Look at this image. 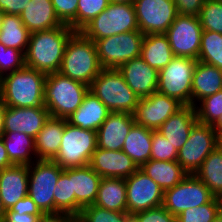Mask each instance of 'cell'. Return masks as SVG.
I'll list each match as a JSON object with an SVG mask.
<instances>
[{
	"label": "cell",
	"instance_id": "cell-17",
	"mask_svg": "<svg viewBox=\"0 0 222 222\" xmlns=\"http://www.w3.org/2000/svg\"><path fill=\"white\" fill-rule=\"evenodd\" d=\"M89 166L102 178L126 179L139 169L122 150L110 151L102 148H96Z\"/></svg>",
	"mask_w": 222,
	"mask_h": 222
},
{
	"label": "cell",
	"instance_id": "cell-44",
	"mask_svg": "<svg viewBox=\"0 0 222 222\" xmlns=\"http://www.w3.org/2000/svg\"><path fill=\"white\" fill-rule=\"evenodd\" d=\"M55 13L63 24L76 31V15L79 0H51Z\"/></svg>",
	"mask_w": 222,
	"mask_h": 222
},
{
	"label": "cell",
	"instance_id": "cell-8",
	"mask_svg": "<svg viewBox=\"0 0 222 222\" xmlns=\"http://www.w3.org/2000/svg\"><path fill=\"white\" fill-rule=\"evenodd\" d=\"M197 61L175 56L159 71L157 92L175 98L183 105H192V79Z\"/></svg>",
	"mask_w": 222,
	"mask_h": 222
},
{
	"label": "cell",
	"instance_id": "cell-23",
	"mask_svg": "<svg viewBox=\"0 0 222 222\" xmlns=\"http://www.w3.org/2000/svg\"><path fill=\"white\" fill-rule=\"evenodd\" d=\"M198 122L195 107L184 105L180 110L173 114L157 130L179 151L186 143L191 129Z\"/></svg>",
	"mask_w": 222,
	"mask_h": 222
},
{
	"label": "cell",
	"instance_id": "cell-46",
	"mask_svg": "<svg viewBox=\"0 0 222 222\" xmlns=\"http://www.w3.org/2000/svg\"><path fill=\"white\" fill-rule=\"evenodd\" d=\"M205 0H174L178 14L199 16Z\"/></svg>",
	"mask_w": 222,
	"mask_h": 222
},
{
	"label": "cell",
	"instance_id": "cell-12",
	"mask_svg": "<svg viewBox=\"0 0 222 222\" xmlns=\"http://www.w3.org/2000/svg\"><path fill=\"white\" fill-rule=\"evenodd\" d=\"M215 196L194 174H188L176 186L164 191L162 206L177 217L186 209L199 207L210 202Z\"/></svg>",
	"mask_w": 222,
	"mask_h": 222
},
{
	"label": "cell",
	"instance_id": "cell-60",
	"mask_svg": "<svg viewBox=\"0 0 222 222\" xmlns=\"http://www.w3.org/2000/svg\"><path fill=\"white\" fill-rule=\"evenodd\" d=\"M219 146L222 148V137H220Z\"/></svg>",
	"mask_w": 222,
	"mask_h": 222
},
{
	"label": "cell",
	"instance_id": "cell-11",
	"mask_svg": "<svg viewBox=\"0 0 222 222\" xmlns=\"http://www.w3.org/2000/svg\"><path fill=\"white\" fill-rule=\"evenodd\" d=\"M220 135L212 128L197 122L186 143L178 151L177 162L187 174H194L208 155L219 146Z\"/></svg>",
	"mask_w": 222,
	"mask_h": 222
},
{
	"label": "cell",
	"instance_id": "cell-50",
	"mask_svg": "<svg viewBox=\"0 0 222 222\" xmlns=\"http://www.w3.org/2000/svg\"><path fill=\"white\" fill-rule=\"evenodd\" d=\"M40 215L23 214V212H13L11 209L6 210L4 217L9 222H38Z\"/></svg>",
	"mask_w": 222,
	"mask_h": 222
},
{
	"label": "cell",
	"instance_id": "cell-19",
	"mask_svg": "<svg viewBox=\"0 0 222 222\" xmlns=\"http://www.w3.org/2000/svg\"><path fill=\"white\" fill-rule=\"evenodd\" d=\"M49 117L46 107L6 106L4 132H19L35 138Z\"/></svg>",
	"mask_w": 222,
	"mask_h": 222
},
{
	"label": "cell",
	"instance_id": "cell-27",
	"mask_svg": "<svg viewBox=\"0 0 222 222\" xmlns=\"http://www.w3.org/2000/svg\"><path fill=\"white\" fill-rule=\"evenodd\" d=\"M222 90V70L197 61L192 79V106L201 99Z\"/></svg>",
	"mask_w": 222,
	"mask_h": 222
},
{
	"label": "cell",
	"instance_id": "cell-38",
	"mask_svg": "<svg viewBox=\"0 0 222 222\" xmlns=\"http://www.w3.org/2000/svg\"><path fill=\"white\" fill-rule=\"evenodd\" d=\"M194 107L198 122L212 126L222 115V90L204 97Z\"/></svg>",
	"mask_w": 222,
	"mask_h": 222
},
{
	"label": "cell",
	"instance_id": "cell-13",
	"mask_svg": "<svg viewBox=\"0 0 222 222\" xmlns=\"http://www.w3.org/2000/svg\"><path fill=\"white\" fill-rule=\"evenodd\" d=\"M202 33L199 16L177 14L165 35L174 56L198 60Z\"/></svg>",
	"mask_w": 222,
	"mask_h": 222
},
{
	"label": "cell",
	"instance_id": "cell-37",
	"mask_svg": "<svg viewBox=\"0 0 222 222\" xmlns=\"http://www.w3.org/2000/svg\"><path fill=\"white\" fill-rule=\"evenodd\" d=\"M221 211V199L214 197L206 204L200 205L199 207L186 209L176 218L177 222H213Z\"/></svg>",
	"mask_w": 222,
	"mask_h": 222
},
{
	"label": "cell",
	"instance_id": "cell-2",
	"mask_svg": "<svg viewBox=\"0 0 222 222\" xmlns=\"http://www.w3.org/2000/svg\"><path fill=\"white\" fill-rule=\"evenodd\" d=\"M46 74L33 68H23L0 78V99L9 107H45Z\"/></svg>",
	"mask_w": 222,
	"mask_h": 222
},
{
	"label": "cell",
	"instance_id": "cell-57",
	"mask_svg": "<svg viewBox=\"0 0 222 222\" xmlns=\"http://www.w3.org/2000/svg\"><path fill=\"white\" fill-rule=\"evenodd\" d=\"M4 15L5 14L2 11H0V30L2 28V23H3Z\"/></svg>",
	"mask_w": 222,
	"mask_h": 222
},
{
	"label": "cell",
	"instance_id": "cell-24",
	"mask_svg": "<svg viewBox=\"0 0 222 222\" xmlns=\"http://www.w3.org/2000/svg\"><path fill=\"white\" fill-rule=\"evenodd\" d=\"M111 111L90 90L82 104L66 121L76 127L97 131Z\"/></svg>",
	"mask_w": 222,
	"mask_h": 222
},
{
	"label": "cell",
	"instance_id": "cell-43",
	"mask_svg": "<svg viewBox=\"0 0 222 222\" xmlns=\"http://www.w3.org/2000/svg\"><path fill=\"white\" fill-rule=\"evenodd\" d=\"M178 151L161 134L153 130L150 160L177 161Z\"/></svg>",
	"mask_w": 222,
	"mask_h": 222
},
{
	"label": "cell",
	"instance_id": "cell-39",
	"mask_svg": "<svg viewBox=\"0 0 222 222\" xmlns=\"http://www.w3.org/2000/svg\"><path fill=\"white\" fill-rule=\"evenodd\" d=\"M199 19L203 31H213L222 34V2L205 0Z\"/></svg>",
	"mask_w": 222,
	"mask_h": 222
},
{
	"label": "cell",
	"instance_id": "cell-21",
	"mask_svg": "<svg viewBox=\"0 0 222 222\" xmlns=\"http://www.w3.org/2000/svg\"><path fill=\"white\" fill-rule=\"evenodd\" d=\"M101 178L89 165L69 168L72 195H75V215L79 216L82 208L95 203Z\"/></svg>",
	"mask_w": 222,
	"mask_h": 222
},
{
	"label": "cell",
	"instance_id": "cell-5",
	"mask_svg": "<svg viewBox=\"0 0 222 222\" xmlns=\"http://www.w3.org/2000/svg\"><path fill=\"white\" fill-rule=\"evenodd\" d=\"M90 91L111 112L133 114L139 100L118 69H102L90 85Z\"/></svg>",
	"mask_w": 222,
	"mask_h": 222
},
{
	"label": "cell",
	"instance_id": "cell-22",
	"mask_svg": "<svg viewBox=\"0 0 222 222\" xmlns=\"http://www.w3.org/2000/svg\"><path fill=\"white\" fill-rule=\"evenodd\" d=\"M28 165H13L0 170V197L6 210L28 195Z\"/></svg>",
	"mask_w": 222,
	"mask_h": 222
},
{
	"label": "cell",
	"instance_id": "cell-59",
	"mask_svg": "<svg viewBox=\"0 0 222 222\" xmlns=\"http://www.w3.org/2000/svg\"><path fill=\"white\" fill-rule=\"evenodd\" d=\"M0 222H9L8 220H6V218L5 217H3V218H0Z\"/></svg>",
	"mask_w": 222,
	"mask_h": 222
},
{
	"label": "cell",
	"instance_id": "cell-6",
	"mask_svg": "<svg viewBox=\"0 0 222 222\" xmlns=\"http://www.w3.org/2000/svg\"><path fill=\"white\" fill-rule=\"evenodd\" d=\"M139 30L133 4L110 2L108 7L80 32L93 42L105 37Z\"/></svg>",
	"mask_w": 222,
	"mask_h": 222
},
{
	"label": "cell",
	"instance_id": "cell-16",
	"mask_svg": "<svg viewBox=\"0 0 222 222\" xmlns=\"http://www.w3.org/2000/svg\"><path fill=\"white\" fill-rule=\"evenodd\" d=\"M183 106L177 99L155 92L139 98L133 117L136 124L157 131Z\"/></svg>",
	"mask_w": 222,
	"mask_h": 222
},
{
	"label": "cell",
	"instance_id": "cell-9",
	"mask_svg": "<svg viewBox=\"0 0 222 222\" xmlns=\"http://www.w3.org/2000/svg\"><path fill=\"white\" fill-rule=\"evenodd\" d=\"M144 34L130 31L95 41L102 69H118L123 63L140 57Z\"/></svg>",
	"mask_w": 222,
	"mask_h": 222
},
{
	"label": "cell",
	"instance_id": "cell-36",
	"mask_svg": "<svg viewBox=\"0 0 222 222\" xmlns=\"http://www.w3.org/2000/svg\"><path fill=\"white\" fill-rule=\"evenodd\" d=\"M67 211L75 214V195H72V179H69V168L60 174L54 190V211Z\"/></svg>",
	"mask_w": 222,
	"mask_h": 222
},
{
	"label": "cell",
	"instance_id": "cell-15",
	"mask_svg": "<svg viewBox=\"0 0 222 222\" xmlns=\"http://www.w3.org/2000/svg\"><path fill=\"white\" fill-rule=\"evenodd\" d=\"M127 212L135 214L163 204L164 191L140 168L125 179Z\"/></svg>",
	"mask_w": 222,
	"mask_h": 222
},
{
	"label": "cell",
	"instance_id": "cell-41",
	"mask_svg": "<svg viewBox=\"0 0 222 222\" xmlns=\"http://www.w3.org/2000/svg\"><path fill=\"white\" fill-rule=\"evenodd\" d=\"M78 218L82 222H126V212H116L88 205L82 208Z\"/></svg>",
	"mask_w": 222,
	"mask_h": 222
},
{
	"label": "cell",
	"instance_id": "cell-7",
	"mask_svg": "<svg viewBox=\"0 0 222 222\" xmlns=\"http://www.w3.org/2000/svg\"><path fill=\"white\" fill-rule=\"evenodd\" d=\"M96 148L97 131L73 126L65 119L62 142L53 161L63 169L86 166Z\"/></svg>",
	"mask_w": 222,
	"mask_h": 222
},
{
	"label": "cell",
	"instance_id": "cell-18",
	"mask_svg": "<svg viewBox=\"0 0 222 222\" xmlns=\"http://www.w3.org/2000/svg\"><path fill=\"white\" fill-rule=\"evenodd\" d=\"M118 70L138 98L157 92L159 72L151 68L141 56L123 63Z\"/></svg>",
	"mask_w": 222,
	"mask_h": 222
},
{
	"label": "cell",
	"instance_id": "cell-26",
	"mask_svg": "<svg viewBox=\"0 0 222 222\" xmlns=\"http://www.w3.org/2000/svg\"><path fill=\"white\" fill-rule=\"evenodd\" d=\"M19 16L30 33L63 25L51 0H31Z\"/></svg>",
	"mask_w": 222,
	"mask_h": 222
},
{
	"label": "cell",
	"instance_id": "cell-29",
	"mask_svg": "<svg viewBox=\"0 0 222 222\" xmlns=\"http://www.w3.org/2000/svg\"><path fill=\"white\" fill-rule=\"evenodd\" d=\"M126 182L123 178H101L93 205L116 212H127Z\"/></svg>",
	"mask_w": 222,
	"mask_h": 222
},
{
	"label": "cell",
	"instance_id": "cell-51",
	"mask_svg": "<svg viewBox=\"0 0 222 222\" xmlns=\"http://www.w3.org/2000/svg\"><path fill=\"white\" fill-rule=\"evenodd\" d=\"M13 166L9 161L8 153L2 138H0V170Z\"/></svg>",
	"mask_w": 222,
	"mask_h": 222
},
{
	"label": "cell",
	"instance_id": "cell-28",
	"mask_svg": "<svg viewBox=\"0 0 222 222\" xmlns=\"http://www.w3.org/2000/svg\"><path fill=\"white\" fill-rule=\"evenodd\" d=\"M140 56L151 68L158 72L175 57L165 34L144 35Z\"/></svg>",
	"mask_w": 222,
	"mask_h": 222
},
{
	"label": "cell",
	"instance_id": "cell-32",
	"mask_svg": "<svg viewBox=\"0 0 222 222\" xmlns=\"http://www.w3.org/2000/svg\"><path fill=\"white\" fill-rule=\"evenodd\" d=\"M9 161L13 165H30L36 158L35 140L32 136L19 132H5L2 137Z\"/></svg>",
	"mask_w": 222,
	"mask_h": 222
},
{
	"label": "cell",
	"instance_id": "cell-1",
	"mask_svg": "<svg viewBox=\"0 0 222 222\" xmlns=\"http://www.w3.org/2000/svg\"><path fill=\"white\" fill-rule=\"evenodd\" d=\"M69 25L30 34L25 52V66L44 74L59 72L66 45L75 33Z\"/></svg>",
	"mask_w": 222,
	"mask_h": 222
},
{
	"label": "cell",
	"instance_id": "cell-42",
	"mask_svg": "<svg viewBox=\"0 0 222 222\" xmlns=\"http://www.w3.org/2000/svg\"><path fill=\"white\" fill-rule=\"evenodd\" d=\"M25 66V55L15 48H7L0 43V78Z\"/></svg>",
	"mask_w": 222,
	"mask_h": 222
},
{
	"label": "cell",
	"instance_id": "cell-47",
	"mask_svg": "<svg viewBox=\"0 0 222 222\" xmlns=\"http://www.w3.org/2000/svg\"><path fill=\"white\" fill-rule=\"evenodd\" d=\"M78 216L74 213L67 211H48L43 212L39 218L38 222H76Z\"/></svg>",
	"mask_w": 222,
	"mask_h": 222
},
{
	"label": "cell",
	"instance_id": "cell-20",
	"mask_svg": "<svg viewBox=\"0 0 222 222\" xmlns=\"http://www.w3.org/2000/svg\"><path fill=\"white\" fill-rule=\"evenodd\" d=\"M135 124L133 114L111 112L97 130V148L122 150L130 129Z\"/></svg>",
	"mask_w": 222,
	"mask_h": 222
},
{
	"label": "cell",
	"instance_id": "cell-58",
	"mask_svg": "<svg viewBox=\"0 0 222 222\" xmlns=\"http://www.w3.org/2000/svg\"><path fill=\"white\" fill-rule=\"evenodd\" d=\"M213 222H222V211H221V213L214 219Z\"/></svg>",
	"mask_w": 222,
	"mask_h": 222
},
{
	"label": "cell",
	"instance_id": "cell-31",
	"mask_svg": "<svg viewBox=\"0 0 222 222\" xmlns=\"http://www.w3.org/2000/svg\"><path fill=\"white\" fill-rule=\"evenodd\" d=\"M140 169L163 191L176 186L188 175L177 161L149 160Z\"/></svg>",
	"mask_w": 222,
	"mask_h": 222
},
{
	"label": "cell",
	"instance_id": "cell-30",
	"mask_svg": "<svg viewBox=\"0 0 222 222\" xmlns=\"http://www.w3.org/2000/svg\"><path fill=\"white\" fill-rule=\"evenodd\" d=\"M153 130L134 124L127 135L122 151L140 168L150 160Z\"/></svg>",
	"mask_w": 222,
	"mask_h": 222
},
{
	"label": "cell",
	"instance_id": "cell-3",
	"mask_svg": "<svg viewBox=\"0 0 222 222\" xmlns=\"http://www.w3.org/2000/svg\"><path fill=\"white\" fill-rule=\"evenodd\" d=\"M101 70L95 42L76 31L66 45L59 72L90 87Z\"/></svg>",
	"mask_w": 222,
	"mask_h": 222
},
{
	"label": "cell",
	"instance_id": "cell-56",
	"mask_svg": "<svg viewBox=\"0 0 222 222\" xmlns=\"http://www.w3.org/2000/svg\"><path fill=\"white\" fill-rule=\"evenodd\" d=\"M110 2L133 4L134 0H110Z\"/></svg>",
	"mask_w": 222,
	"mask_h": 222
},
{
	"label": "cell",
	"instance_id": "cell-54",
	"mask_svg": "<svg viewBox=\"0 0 222 222\" xmlns=\"http://www.w3.org/2000/svg\"><path fill=\"white\" fill-rule=\"evenodd\" d=\"M126 222H138L136 215L126 212Z\"/></svg>",
	"mask_w": 222,
	"mask_h": 222
},
{
	"label": "cell",
	"instance_id": "cell-45",
	"mask_svg": "<svg viewBox=\"0 0 222 222\" xmlns=\"http://www.w3.org/2000/svg\"><path fill=\"white\" fill-rule=\"evenodd\" d=\"M138 222H177V218L162 205L135 213Z\"/></svg>",
	"mask_w": 222,
	"mask_h": 222
},
{
	"label": "cell",
	"instance_id": "cell-10",
	"mask_svg": "<svg viewBox=\"0 0 222 222\" xmlns=\"http://www.w3.org/2000/svg\"><path fill=\"white\" fill-rule=\"evenodd\" d=\"M28 170V196L42 212L54 211V190L64 169L53 160L37 159Z\"/></svg>",
	"mask_w": 222,
	"mask_h": 222
},
{
	"label": "cell",
	"instance_id": "cell-40",
	"mask_svg": "<svg viewBox=\"0 0 222 222\" xmlns=\"http://www.w3.org/2000/svg\"><path fill=\"white\" fill-rule=\"evenodd\" d=\"M110 0H79L76 15V31H80L92 19L104 11Z\"/></svg>",
	"mask_w": 222,
	"mask_h": 222
},
{
	"label": "cell",
	"instance_id": "cell-53",
	"mask_svg": "<svg viewBox=\"0 0 222 222\" xmlns=\"http://www.w3.org/2000/svg\"><path fill=\"white\" fill-rule=\"evenodd\" d=\"M212 128L220 135V137H222V115L212 125Z\"/></svg>",
	"mask_w": 222,
	"mask_h": 222
},
{
	"label": "cell",
	"instance_id": "cell-52",
	"mask_svg": "<svg viewBox=\"0 0 222 222\" xmlns=\"http://www.w3.org/2000/svg\"><path fill=\"white\" fill-rule=\"evenodd\" d=\"M6 113V106L0 99V138L4 135V117Z\"/></svg>",
	"mask_w": 222,
	"mask_h": 222
},
{
	"label": "cell",
	"instance_id": "cell-33",
	"mask_svg": "<svg viewBox=\"0 0 222 222\" xmlns=\"http://www.w3.org/2000/svg\"><path fill=\"white\" fill-rule=\"evenodd\" d=\"M194 175L217 197L222 198V148L216 147Z\"/></svg>",
	"mask_w": 222,
	"mask_h": 222
},
{
	"label": "cell",
	"instance_id": "cell-34",
	"mask_svg": "<svg viewBox=\"0 0 222 222\" xmlns=\"http://www.w3.org/2000/svg\"><path fill=\"white\" fill-rule=\"evenodd\" d=\"M30 34L19 15H4L0 30V43L5 47L18 49L25 54Z\"/></svg>",
	"mask_w": 222,
	"mask_h": 222
},
{
	"label": "cell",
	"instance_id": "cell-14",
	"mask_svg": "<svg viewBox=\"0 0 222 222\" xmlns=\"http://www.w3.org/2000/svg\"><path fill=\"white\" fill-rule=\"evenodd\" d=\"M139 30L144 34H165L178 14L174 0H134Z\"/></svg>",
	"mask_w": 222,
	"mask_h": 222
},
{
	"label": "cell",
	"instance_id": "cell-48",
	"mask_svg": "<svg viewBox=\"0 0 222 222\" xmlns=\"http://www.w3.org/2000/svg\"><path fill=\"white\" fill-rule=\"evenodd\" d=\"M31 0H0V11L4 14L20 15Z\"/></svg>",
	"mask_w": 222,
	"mask_h": 222
},
{
	"label": "cell",
	"instance_id": "cell-49",
	"mask_svg": "<svg viewBox=\"0 0 222 222\" xmlns=\"http://www.w3.org/2000/svg\"><path fill=\"white\" fill-rule=\"evenodd\" d=\"M11 210L13 212H23V214L28 213L31 215H41L43 213L28 195L19 200Z\"/></svg>",
	"mask_w": 222,
	"mask_h": 222
},
{
	"label": "cell",
	"instance_id": "cell-25",
	"mask_svg": "<svg viewBox=\"0 0 222 222\" xmlns=\"http://www.w3.org/2000/svg\"><path fill=\"white\" fill-rule=\"evenodd\" d=\"M65 129V119L50 116L34 138L39 160H53L59 152Z\"/></svg>",
	"mask_w": 222,
	"mask_h": 222
},
{
	"label": "cell",
	"instance_id": "cell-4",
	"mask_svg": "<svg viewBox=\"0 0 222 222\" xmlns=\"http://www.w3.org/2000/svg\"><path fill=\"white\" fill-rule=\"evenodd\" d=\"M90 87L60 72L46 75L44 106L52 117L67 119L82 104Z\"/></svg>",
	"mask_w": 222,
	"mask_h": 222
},
{
	"label": "cell",
	"instance_id": "cell-55",
	"mask_svg": "<svg viewBox=\"0 0 222 222\" xmlns=\"http://www.w3.org/2000/svg\"><path fill=\"white\" fill-rule=\"evenodd\" d=\"M5 212H6V209L4 208L1 197H0V218L4 217Z\"/></svg>",
	"mask_w": 222,
	"mask_h": 222
},
{
	"label": "cell",
	"instance_id": "cell-35",
	"mask_svg": "<svg viewBox=\"0 0 222 222\" xmlns=\"http://www.w3.org/2000/svg\"><path fill=\"white\" fill-rule=\"evenodd\" d=\"M198 61L216 66L222 70V34L203 31Z\"/></svg>",
	"mask_w": 222,
	"mask_h": 222
}]
</instances>
